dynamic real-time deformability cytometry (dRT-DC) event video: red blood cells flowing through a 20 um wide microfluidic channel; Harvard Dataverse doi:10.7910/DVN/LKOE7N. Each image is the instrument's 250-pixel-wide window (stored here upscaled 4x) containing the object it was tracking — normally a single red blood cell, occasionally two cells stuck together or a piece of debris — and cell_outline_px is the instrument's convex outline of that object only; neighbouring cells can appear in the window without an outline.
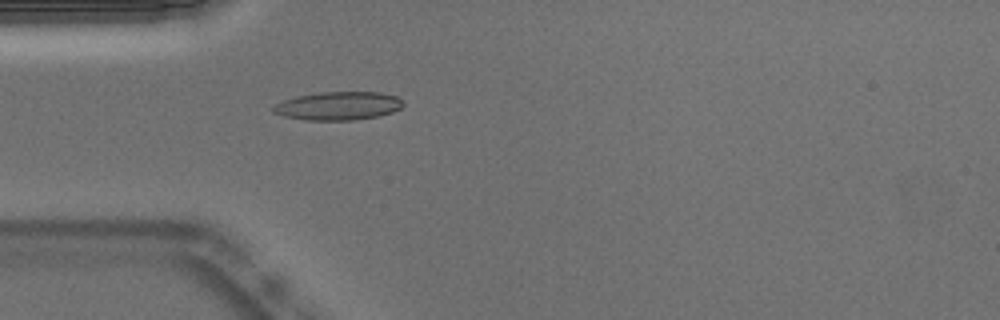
{"species": "Egyptian fruit bat (a non-hibernating species)", "species_latin": "Rousettus aegyptiacus", "temperature_condition": "warm", "stored_images_in_passage": 52, "camera_frame_rate_fps": 3000, "um_per_image_px": 0.085, "animal": {"sex": "male"}, "frame": {"image": 1, "passage_image": 15, "time_ms": 4.667, "image_size_px": [1000, 320], "cell_outline_px": [[404, 104], [400, 108], [392, 112], [380, 116], [352, 120], [308, 120], [284, 116], [272, 112], [272, 108], [276, 104], [284, 100], [300, 96], [320, 92], [380, 92], [396, 96], [404, 100]], "centroid_in_image_um": [28.8, 9.0], "position_along_channel_um": 56.2, "area_um2": 21.39}}
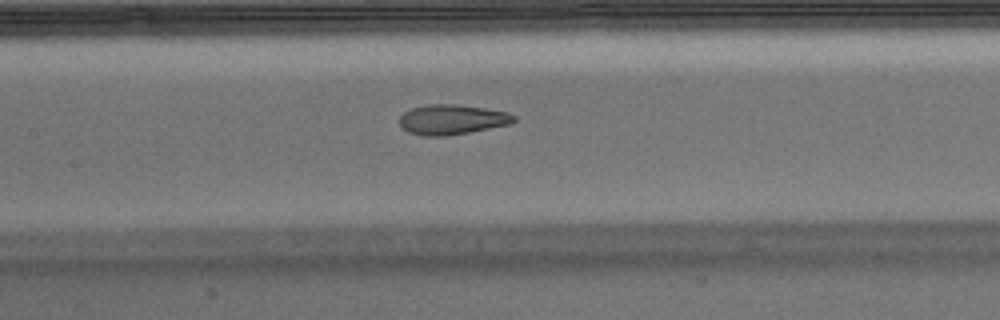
{"frame": {"image": 2, "passage_image": 24, "time_ms": 7.667, "image_size_px": [1000, 320], "cell_outline_px": [[516, 120], [512, 124], [468, 132], [444, 136], [424, 136], [408, 132], [400, 128], [400, 116], [404, 112], [412, 108], [428, 104], [456, 104], [484, 108], [508, 112], [516, 116]], "centroid_in_image_um": [38.42, 10.16], "position_along_channel_um": 169.0, "area_um2": 20.06}}
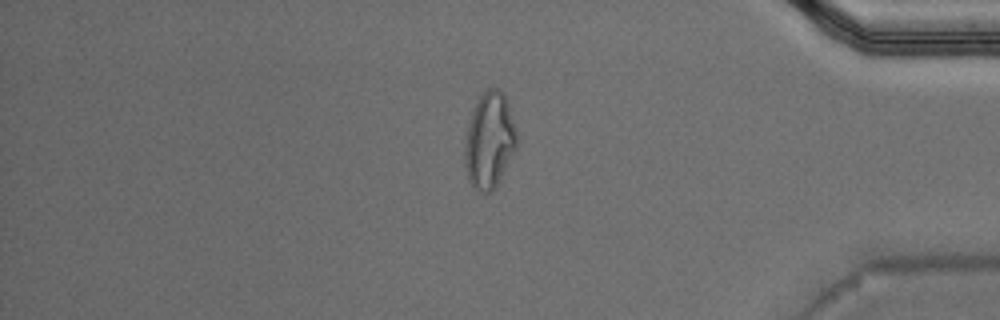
{"frame": {"image": 3, "passage_image": 44, "time_ms": 14.333, "image_size_px": [1000, 320], "cell_outline_px": [[516, 148], [492, 192], [480, 192], [472, 188], [468, 180], [464, 164], [464, 148], [468, 124], [472, 112], [480, 96], [488, 88], [500, 88], [504, 92], [508, 100], [516, 132]], "centroid_in_image_um": [41.58, 11.93], "position_along_channel_um": 393.6, "area_um2": 29.02}, "authors_computed_cell_mechanics": {"area_um2": 20.3167, "velocity_mm_per_s": 3.824, "shape_relaxation_time_tau1_ms": null, "shape_relaxation_time_tau2_ms": 1.4613, "deformation_change_tau1": null, "deformation_change_tau2": 0.092}}